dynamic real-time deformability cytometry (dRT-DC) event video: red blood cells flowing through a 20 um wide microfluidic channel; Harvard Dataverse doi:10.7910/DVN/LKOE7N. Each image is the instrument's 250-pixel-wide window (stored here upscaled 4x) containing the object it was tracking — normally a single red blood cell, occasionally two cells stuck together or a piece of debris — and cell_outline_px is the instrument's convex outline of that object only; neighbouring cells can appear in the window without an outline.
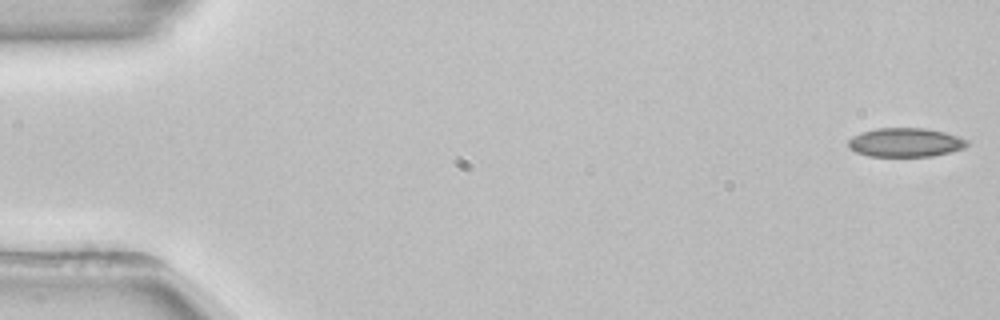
{"species": "common noctule bat (a hibernating species)", "species_latin": "Nyctalus noctula", "temperature_condition": "room temperature", "stored_images_in_passage": 53, "camera_frame_rate_fps": 3000, "um_per_image_px": 0.085, "animal": {"sex": "female", "body_mass_g": 22.7, "forearm_length_mm": 54.2}, "frame": {"image": 1, "passage_image": 1, "time_ms": 0.0, "image_size_px": [1000, 320], "cell_outline_px": [[968, 144], [964, 148], [932, 156], [868, 156], [856, 152], [848, 148], [848, 140], [852, 136], [860, 132], [876, 128], [924, 128], [944, 132], [968, 140]], "centroid_in_image_um": [76.91, 12.1], "position_along_channel_um": 8.1, "area_um2": 20.0}}
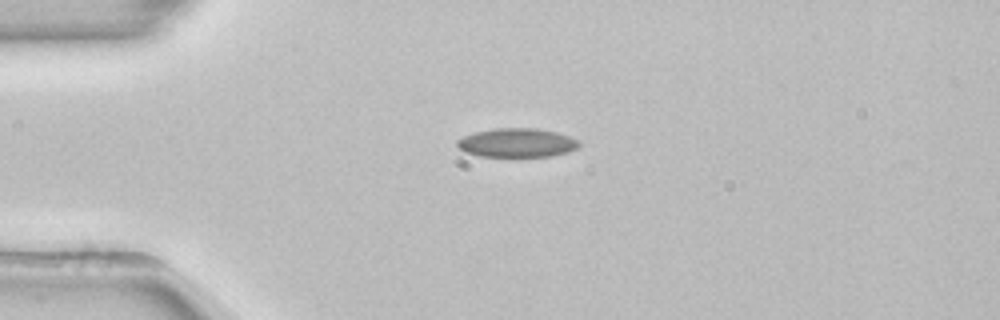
{"frame": {"image": 2, "passage_image": 13, "time_ms": 4.0, "image_size_px": [1000, 320], "cell_outline_px": [[580, 144], [576, 148], [568, 152], [548, 156], [480, 156], [464, 152], [456, 144], [456, 140], [472, 132], [496, 128], [536, 128], [556, 132], [580, 140]], "centroid_in_image_um": [43.92, 12.12], "position_along_channel_um": 41.1, "area_um2": 20.52}}
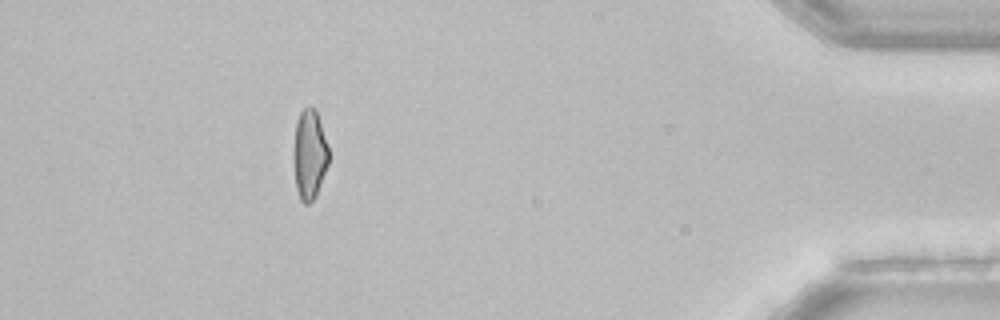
{"frame": {"image": 3, "passage_image": 48, "time_ms": 15.667, "image_size_px": [1000, 320], "cell_outline_px": [[328, 164], [316, 196], [308, 204], [304, 204], [300, 200], [296, 188], [292, 156], [292, 152], [296, 120], [300, 112], [308, 104], [316, 108], [328, 144]], "centroid_in_image_um": [26.28, 13.09], "position_along_channel_um": 408.9, "area_um2": 18.9}, "authors_computed_cell_mechanics": {"area_um2": 19.9988, "velocity_mm_per_s": 3.871, "shape_relaxation_time_tau1_ms": null, "shape_relaxation_time_tau2_ms": 5.7107, "deformation_change_tau1": null, "deformation_change_tau2": 0.1185}}